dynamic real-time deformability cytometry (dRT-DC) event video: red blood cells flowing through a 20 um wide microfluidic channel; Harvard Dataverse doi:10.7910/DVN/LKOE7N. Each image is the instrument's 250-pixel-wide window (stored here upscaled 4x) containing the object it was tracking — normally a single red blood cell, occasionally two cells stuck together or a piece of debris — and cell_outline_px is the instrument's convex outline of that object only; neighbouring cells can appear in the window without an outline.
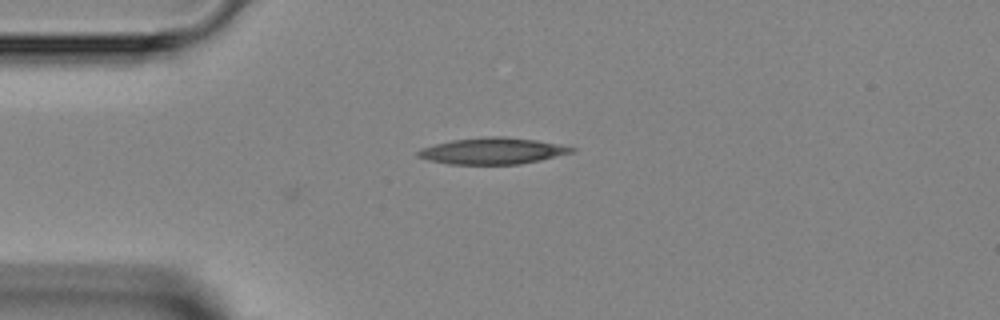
{"species": "Egyptian fruit bat (a non-hibernating species)", "species_latin": "Rousettus aegyptiacus", "temperature_condition": "room temperature", "stored_images_in_passage": 15, "camera_frame_rate_fps": 3000, "um_per_image_px": 0.085, "animal": {"sex": "female"}, "frame": {"image": 1, "passage_image": 15, "time_ms": 4.667, "image_size_px": [1000, 320], "cell_outline_px": [[576, 148], [572, 152], [540, 160], [520, 164], [448, 164], [428, 160], [416, 156], [416, 152], [420, 148], [452, 140], [484, 136], [504, 136], [536, 140], [560, 144]], "centroid_in_image_um": [41.83, 12.82], "position_along_channel_um": 43.2, "area_um2": 23.64}}